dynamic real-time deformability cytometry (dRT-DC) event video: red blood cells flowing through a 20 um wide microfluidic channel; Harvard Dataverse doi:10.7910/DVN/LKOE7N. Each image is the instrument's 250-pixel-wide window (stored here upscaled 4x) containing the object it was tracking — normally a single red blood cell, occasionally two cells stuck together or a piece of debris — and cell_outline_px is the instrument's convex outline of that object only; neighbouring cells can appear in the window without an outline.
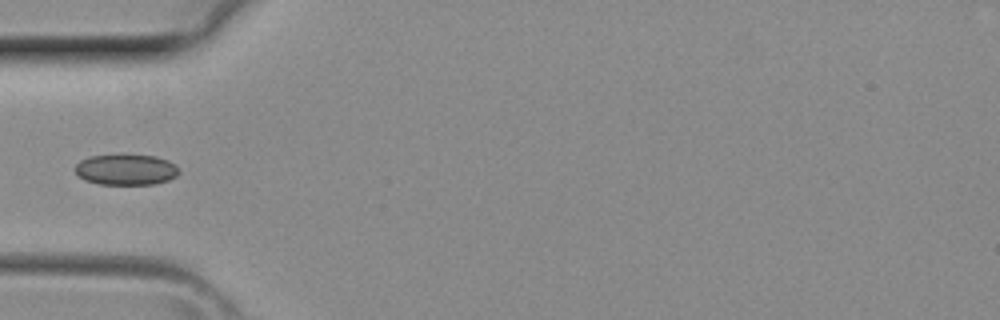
{"species": "common noctule bat (a hibernating species)", "species_latin": "Nyctalus noctula", "temperature_condition": "room temperature", "stored_images_in_passage": 2, "camera_frame_rate_fps": 3000, "um_per_image_px": 0.085, "animal": {"sex": "female", "body_mass_g": 29.2, "forearm_length_mm": 56.3}, "frame": {"image": 1, "passage_image": 2, "time_ms": 0.333, "image_size_px": [1000, 320], "cell_outline_px": [[180, 172], [176, 176], [168, 180], [156, 184], [96, 184], [84, 180], [76, 172], [76, 164], [80, 160], [88, 156], [156, 156], [168, 160], [176, 164]], "centroid_in_image_um": [10.73, 14.44], "position_along_channel_um": 74.3, "area_um2": 18.44}}